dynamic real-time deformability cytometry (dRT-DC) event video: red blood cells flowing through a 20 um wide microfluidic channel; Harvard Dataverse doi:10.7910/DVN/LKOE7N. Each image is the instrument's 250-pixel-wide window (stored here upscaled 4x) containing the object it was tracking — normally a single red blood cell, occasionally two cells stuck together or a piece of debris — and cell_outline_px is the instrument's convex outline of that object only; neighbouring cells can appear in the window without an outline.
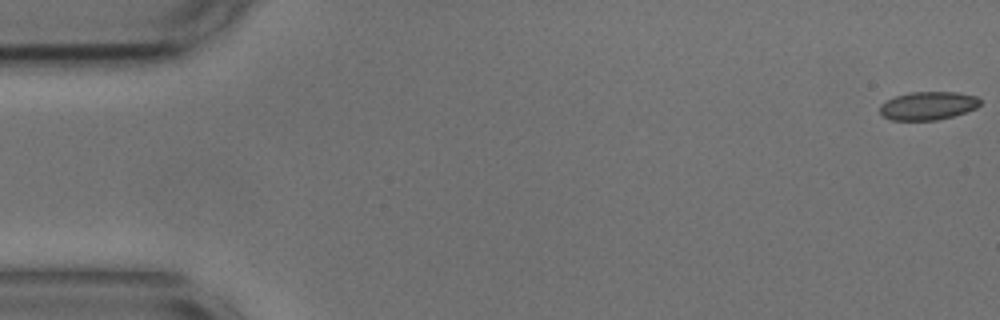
{"species": "common noctule bat (a hibernating species)", "species_latin": "Nyctalus noctula", "temperature_condition": "cold", "stored_images_in_passage": 9, "camera_frame_rate_fps": 3000, "um_per_image_px": 0.085, "animal": {"sex": "male", "body_mass_g": 17.9, "forearm_length_mm": 54.2}, "frame": {"image": 1, "passage_image": 1, "time_ms": 0.0, "image_size_px": [1000, 320], "cell_outline_px": [[980, 104], [976, 108], [952, 116], [936, 120], [892, 120], [884, 116], [880, 112], [880, 104], [896, 96], [912, 92], [956, 92], [976, 96], [980, 100]], "centroid_in_image_um": [78.88, 8.98], "position_along_channel_um": 6.1, "area_um2": 16.3}}